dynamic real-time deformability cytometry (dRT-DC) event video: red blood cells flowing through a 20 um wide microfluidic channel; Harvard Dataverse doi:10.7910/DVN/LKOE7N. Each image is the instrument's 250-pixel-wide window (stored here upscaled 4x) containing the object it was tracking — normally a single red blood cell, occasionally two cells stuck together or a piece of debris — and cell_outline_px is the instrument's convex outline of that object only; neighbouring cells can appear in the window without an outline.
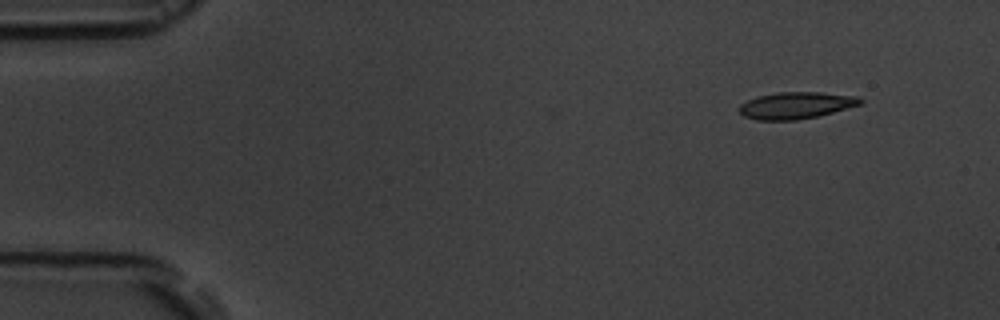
{"species": "common noctule bat (a hibernating species)", "species_latin": "Nyctalus noctula", "temperature_condition": "room temperature", "stored_images_in_passage": 15, "camera_frame_rate_fps": 3000, "um_per_image_px": 0.085, "animal": {"sex": "male", "body_mass_g": 19.5, "forearm_length_mm": 54.6}, "frame": {"image": 1, "passage_image": 1, "time_ms": 0.0, "image_size_px": [1000, 320], "cell_outline_px": [[864, 100], [860, 104], [820, 116], [796, 120], [756, 120], [744, 116], [740, 112], [740, 104], [756, 96], [776, 92], [820, 92], [860, 96]], "centroid_in_image_um": [67.68, 8.95], "position_along_channel_um": 17.3, "area_um2": 19.02}}
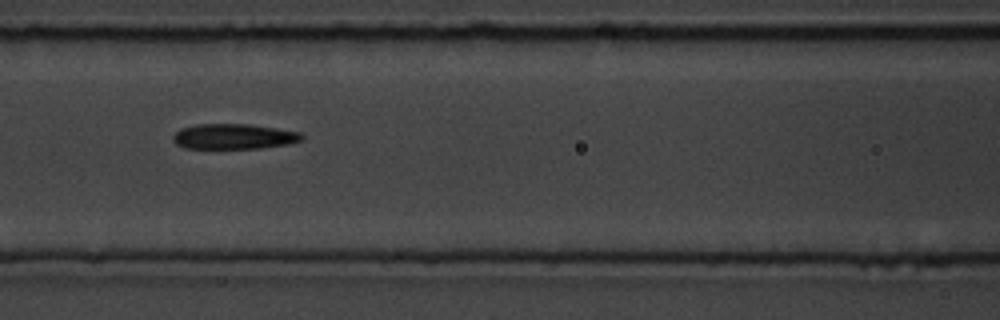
{"frame": {"image": 2, "passage_image": 6, "time_ms": 6.333, "image_size_px": [1000, 320], "cell_outline_px": [[304, 140], [288, 144], [260, 148], [184, 148], [176, 144], [172, 140], [172, 136], [180, 128], [196, 124], [248, 124], [276, 128], [300, 132], [304, 136]], "centroid_in_image_um": [19.87, 11.6], "position_along_channel_um": 146.7, "area_um2": 19.07}}
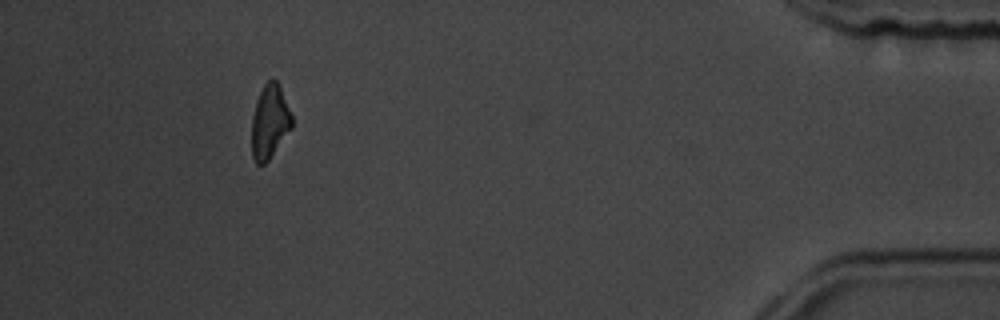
{"frame": {"image": 3, "passage_image": 14, "time_ms": 15.333, "image_size_px": [1000, 320], "cell_outline_px": [[292, 128], [268, 160], [264, 164], [256, 164], [252, 156], [252, 116], [256, 100], [264, 84], [268, 80], [276, 80], [280, 84], [292, 116]], "centroid_in_image_um": [22.92, 10.33], "position_along_channel_um": 412.3, "area_um2": 17.28}, "authors_computed_cell_mechanics": {"area_um2": 19.0162, "velocity_mm_per_s": 3.64, "shape_relaxation_time_tau1_ms": 3.8748, "shape_relaxation_time_tau2_ms": null, "deformation_change_tau1": 0.1293, "deformation_change_tau2": null}}